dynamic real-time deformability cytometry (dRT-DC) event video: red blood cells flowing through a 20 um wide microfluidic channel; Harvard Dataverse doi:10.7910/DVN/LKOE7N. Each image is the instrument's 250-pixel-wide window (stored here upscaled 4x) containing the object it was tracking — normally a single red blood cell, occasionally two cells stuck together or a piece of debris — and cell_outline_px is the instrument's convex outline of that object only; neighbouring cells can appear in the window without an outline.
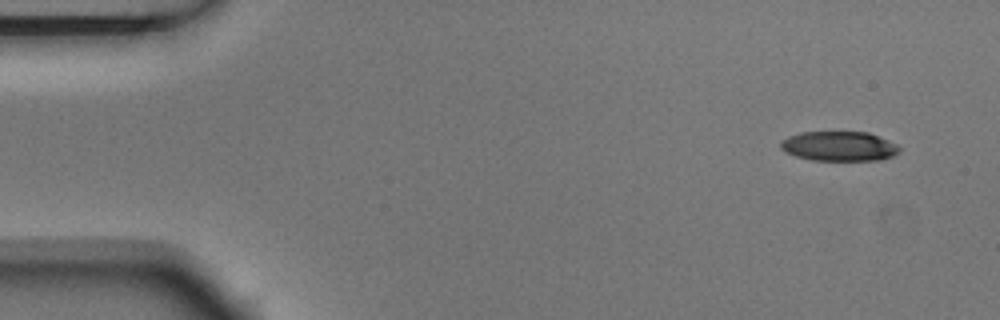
{"species": "Egyptian fruit bat (a non-hibernating species)", "species_latin": "Rousettus aegyptiacus", "temperature_condition": "room temperature", "stored_images_in_passage": 4, "camera_frame_rate_fps": 3000, "um_per_image_px": 0.085, "animal": {"sex": "male"}, "frame": {"image": 1, "passage_image": 1, "time_ms": 0.0, "image_size_px": [1000, 320], "cell_outline_px": [[900, 152], [892, 156], [880, 160], [812, 160], [796, 156], [784, 152], [780, 148], [780, 140], [788, 136], [800, 132], [868, 132], [888, 140], [896, 144], [900, 148]], "centroid_in_image_um": [71.29, 12.42], "position_along_channel_um": 13.7, "area_um2": 20.63}}
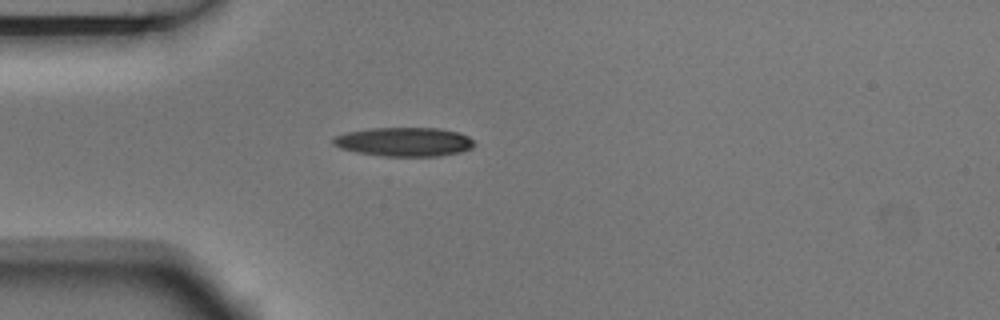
{"frame": {"image": 2, "passage_image": 4, "time_ms": 1.0, "image_size_px": [1000, 320], "cell_outline_px": [[476, 144], [472, 148], [460, 152], [440, 156], [380, 156], [356, 152], [340, 148], [332, 144], [332, 136], [348, 132], [372, 128], [440, 128], [456, 132], [468, 136]], "centroid_in_image_um": [34.33, 12.06], "position_along_channel_um": 50.7, "area_um2": 23.93}}